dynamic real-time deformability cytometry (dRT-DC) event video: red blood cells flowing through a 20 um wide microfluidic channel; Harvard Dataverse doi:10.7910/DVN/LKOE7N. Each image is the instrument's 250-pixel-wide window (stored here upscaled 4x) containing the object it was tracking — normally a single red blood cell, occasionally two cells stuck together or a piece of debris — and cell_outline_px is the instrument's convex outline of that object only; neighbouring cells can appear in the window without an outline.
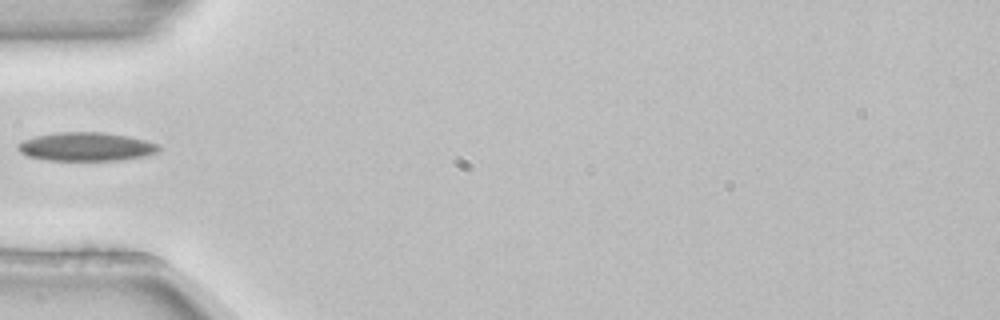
{"species": "common noctule bat (a hibernating species)", "species_latin": "Nyctalus noctula", "temperature_condition": "room temperature", "stored_images_in_passage": 4, "camera_frame_rate_fps": 3000, "um_per_image_px": 0.085, "animal": {"sex": "female", "body_mass_g": 22.7, "forearm_length_mm": 54.2}, "frame": {"image": 1, "passage_image": 4, "time_ms": 1.0, "image_size_px": [1000, 320], "cell_outline_px": [[160, 148], [156, 152], [144, 156], [120, 160], [48, 160], [28, 156], [20, 152], [16, 144], [24, 140], [36, 136], [60, 132], [100, 132], [128, 136], [160, 144]], "centroid_in_image_um": [7.32, 12.47], "position_along_channel_um": 77.7, "area_um2": 23.29}}